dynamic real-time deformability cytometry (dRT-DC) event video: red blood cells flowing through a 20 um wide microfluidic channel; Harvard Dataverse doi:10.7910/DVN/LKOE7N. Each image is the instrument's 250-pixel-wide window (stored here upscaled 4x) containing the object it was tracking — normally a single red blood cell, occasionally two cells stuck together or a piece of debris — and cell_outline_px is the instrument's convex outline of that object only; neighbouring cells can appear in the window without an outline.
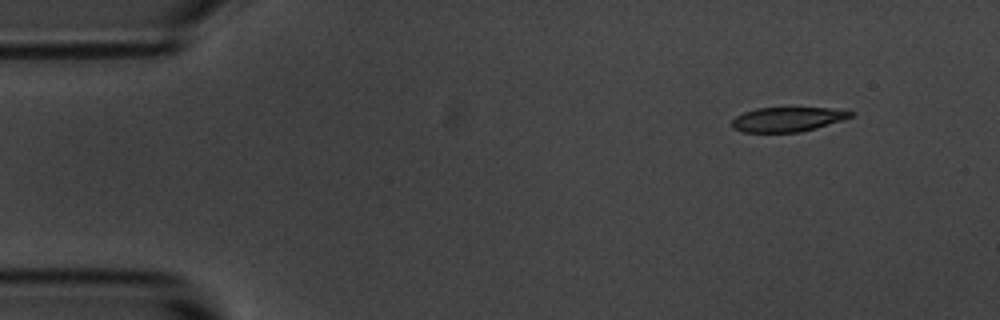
{"species": "common noctule bat (a hibernating species)", "species_latin": "Nyctalus noctula", "temperature_condition": "room temperature", "stored_images_in_passage": 51, "camera_frame_rate_fps": 3000, "um_per_image_px": 0.085, "animal": {"sex": "male", "body_mass_g": 20.1, "forearm_length_mm": 53.5}, "frame": {"image": 1, "passage_image": 1, "time_ms": 0.0, "image_size_px": [1000, 320], "cell_outline_px": [[856, 112], [852, 116], [844, 120], [816, 128], [800, 132], [744, 132], [732, 128], [732, 120], [736, 116], [744, 112], [756, 108], [828, 108]], "centroid_in_image_um": [66.95, 10.14], "position_along_channel_um": 18.1, "area_um2": 16.94}}
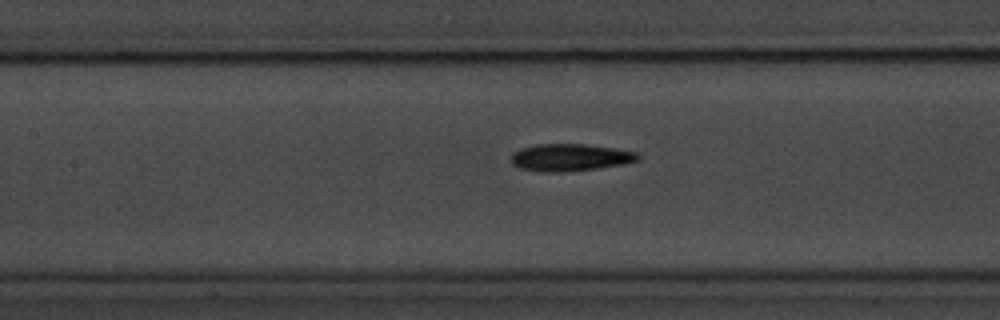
{"frame": {"image": 2, "passage_image": 20, "time_ms": 6.333, "image_size_px": [1000, 320], "cell_outline_px": [[640, 160], [624, 164], [596, 168], [560, 172], [540, 172], [516, 168], [512, 164], [512, 156], [520, 148], [536, 144], [584, 144], [612, 148], [636, 152], [640, 156]], "centroid_in_image_um": [48.43, 13.39], "position_along_channel_um": 159.0, "area_um2": 20.06}}
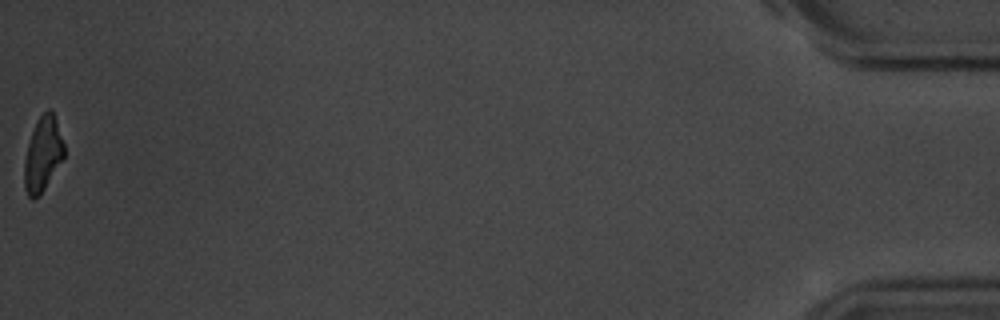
{"frame": {"image": 3, "passage_image": 51, "time_ms": 16.667, "image_size_px": [1000, 320], "cell_outline_px": [[64, 156], [40, 196], [32, 200], [28, 196], [24, 188], [24, 160], [28, 144], [32, 132], [40, 116], [48, 108], [52, 112], [56, 120], [64, 144]], "centroid_in_image_um": [3.62, 13.15], "position_along_channel_um": 431.6, "area_um2": 17.05}, "authors_computed_cell_mechanics": {"area_um2": 19.074, "velocity_mm_per_s": 3.6071, "shape_relaxation_time_tau1_ms": 2.7258, "shape_relaxation_time_tau2_ms": 3.9443, "deformation_change_tau1": 0.1666, "deformation_change_tau2": 0.1331}}